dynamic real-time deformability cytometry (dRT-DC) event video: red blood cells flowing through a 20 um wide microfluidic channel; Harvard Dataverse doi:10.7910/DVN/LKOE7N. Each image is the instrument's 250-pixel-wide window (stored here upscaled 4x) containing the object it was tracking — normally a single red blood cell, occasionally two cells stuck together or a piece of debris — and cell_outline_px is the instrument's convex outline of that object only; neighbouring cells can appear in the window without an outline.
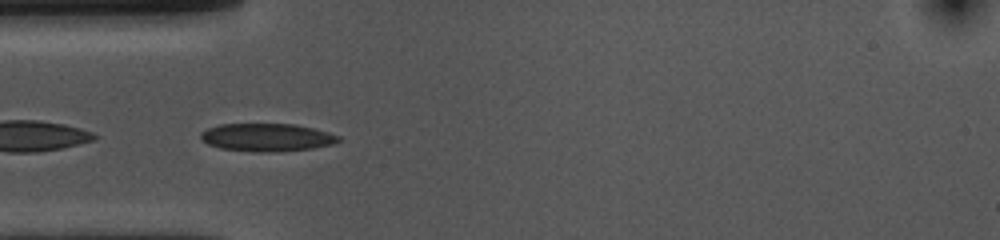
{"species": "common noctule bat (a hibernating species)", "species_latin": "Nyctalus noctula", "temperature_condition": "cold", "stored_images_in_passage": 37, "camera_frame_rate_fps": 3000, "um_per_image_px": 0.085, "animal": {"sex": "female", "body_mass_g": 10.0, "forearm_length_mm": 53.1}, "frame": {"image": 1, "passage_image": 1, "time_ms": 0.0, "image_size_px": [1000, 240], "cell_outline_px": [[340, 140], [332, 144], [312, 148], [268, 152], [256, 152], [220, 148], [208, 144], [200, 136], [200, 132], [208, 128], [220, 124], [296, 124], [328, 132], [340, 136]], "centroid_in_image_um": [22.67, 11.67], "position_along_channel_um": 62.3, "area_um2": 22.2}}
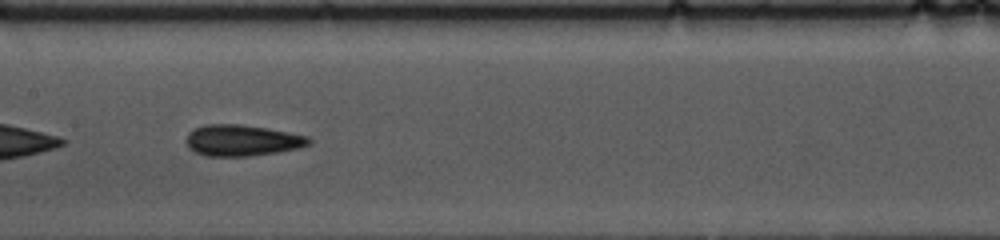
{"frame": {"image": 2, "passage_image": 11, "time_ms": 3.333, "image_size_px": [1000, 240], "cell_outline_px": [[312, 144], [300, 148], [276, 152], [248, 156], [208, 156], [196, 152], [188, 148], [188, 132], [204, 124], [240, 124], [268, 128], [308, 136], [312, 140]], "centroid_in_image_um": [20.62, 11.93], "position_along_channel_um": 186.8, "area_um2": 22.25}, "authors_computed_cell_mechanics": {"area_um2": 21.2704, "velocity_mm_per_s": 3.7209, "shape_relaxation_time_tau1_ms": 3.9149, "shape_relaxation_time_tau2_ms": 3.2346, "deformation_change_tau1": 0.1014, "deformation_change_tau2": 0.1}}